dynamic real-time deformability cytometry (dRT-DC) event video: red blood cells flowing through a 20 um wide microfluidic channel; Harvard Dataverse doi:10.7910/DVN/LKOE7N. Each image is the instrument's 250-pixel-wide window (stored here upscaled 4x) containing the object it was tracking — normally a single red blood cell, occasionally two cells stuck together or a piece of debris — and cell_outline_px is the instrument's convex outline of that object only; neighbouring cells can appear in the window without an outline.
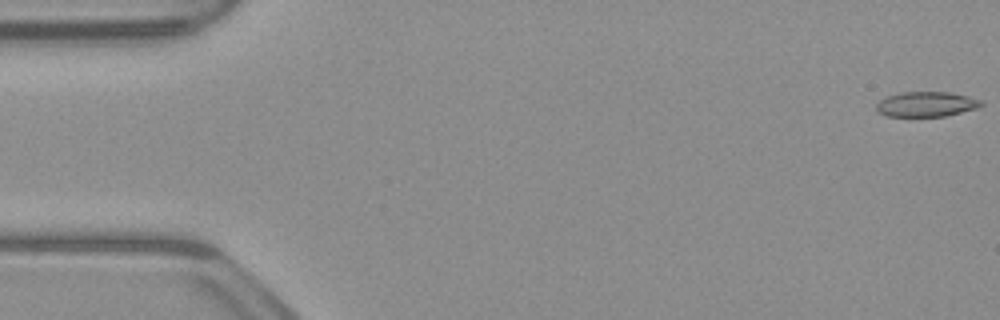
{"species": "common noctule bat (a hibernating species)", "species_latin": "Nyctalus noctula", "temperature_condition": "warm", "stored_images_in_passage": 53, "camera_frame_rate_fps": 3000, "um_per_image_px": 0.085, "animal": {"sex": "male", "body_mass_g": 23.1, "forearm_length_mm": 52.7}, "frame": {"image": 1, "passage_image": 1, "time_ms": 0.0, "image_size_px": [1000, 320], "cell_outline_px": [[984, 104], [976, 108], [944, 116], [888, 116], [876, 112], [876, 104], [880, 100], [888, 96], [904, 92], [948, 92], [968, 96], [980, 100]], "centroid_in_image_um": [78.71, 8.86], "position_along_channel_um": 6.3, "area_um2": 15.09}}
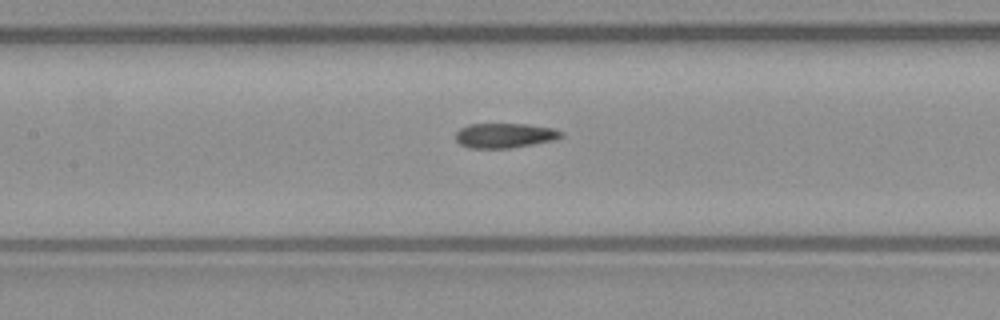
{"frame": {"image": 2, "passage_image": 24, "time_ms": 7.667, "image_size_px": [1000, 320], "cell_outline_px": [[564, 136], [552, 140], [532, 144], [508, 148], [468, 148], [460, 144], [456, 140], [456, 132], [460, 128], [468, 124], [528, 124], [552, 128], [564, 132]], "centroid_in_image_um": [42.88, 11.51], "position_along_channel_um": 164.5, "area_um2": 15.2}}
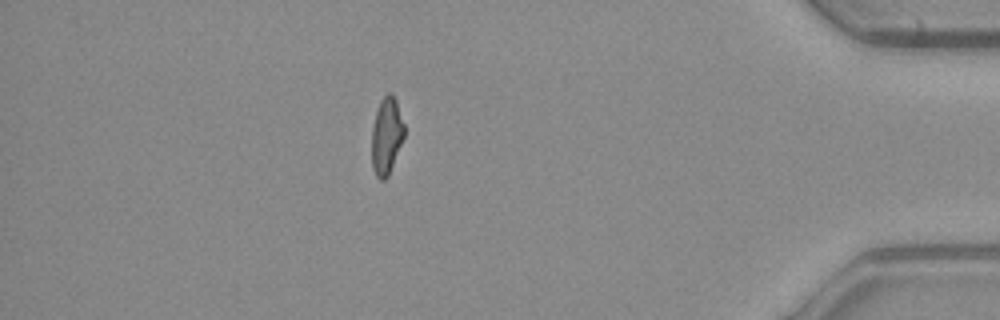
{"frame": {"image": 3, "passage_image": 46, "time_ms": 15.0, "image_size_px": [1000, 320], "cell_outline_px": [[404, 136], [388, 176], [384, 180], [380, 180], [376, 176], [372, 168], [372, 128], [376, 112], [380, 100], [388, 92], [392, 92], [396, 100], [404, 124]], "centroid_in_image_um": [32.84, 11.54], "position_along_channel_um": 402.4, "area_um2": 14.51}, "authors_computed_cell_mechanics": {"area_um2": 15.6638, "velocity_mm_per_s": 3.9283, "shape_relaxation_time_tau1_ms": null, "shape_relaxation_time_tau2_ms": 4.5682, "deformation_change_tau1": null, "deformation_change_tau2": 0.1308}}